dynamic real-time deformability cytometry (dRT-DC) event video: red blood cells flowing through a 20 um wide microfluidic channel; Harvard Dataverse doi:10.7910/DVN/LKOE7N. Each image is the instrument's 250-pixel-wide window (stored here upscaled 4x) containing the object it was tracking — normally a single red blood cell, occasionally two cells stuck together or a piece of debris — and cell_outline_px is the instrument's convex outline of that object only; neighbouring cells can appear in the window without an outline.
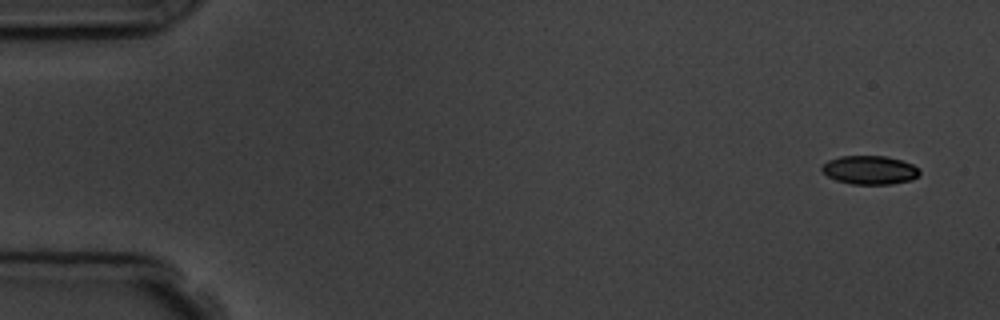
{"species": "common noctule bat (a hibernating species)", "species_latin": "Nyctalus noctula", "temperature_condition": "room temperature", "stored_images_in_passage": 4, "camera_frame_rate_fps": 3000, "um_per_image_px": 0.085, "animal": {"sex": "male", "body_mass_g": 19.5, "forearm_length_mm": 54.6}, "frame": {"image": 1, "passage_image": 1, "time_ms": 0.0, "image_size_px": [1000, 320], "cell_outline_px": [[920, 172], [912, 180], [892, 184], [852, 184], [836, 180], [828, 176], [820, 168], [828, 160], [840, 156], [888, 156], [912, 164], [920, 168]], "centroid_in_image_um": [73.94, 14.45], "position_along_channel_um": 11.1, "area_um2": 16.3}}
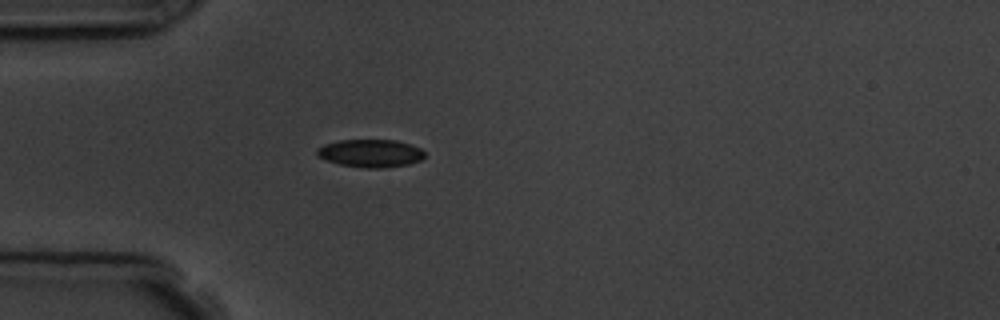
{"frame": {"image": 2, "passage_image": 4, "time_ms": 4.333, "image_size_px": [1000, 320], "cell_outline_px": [[424, 156], [420, 160], [408, 164], [384, 168], [368, 168], [340, 164], [328, 160], [320, 156], [316, 152], [316, 148], [324, 144], [340, 140], [396, 140], [420, 148], [424, 152]], "centroid_in_image_um": [31.5, 13.02], "position_along_channel_um": 53.5, "area_um2": 17.22}}